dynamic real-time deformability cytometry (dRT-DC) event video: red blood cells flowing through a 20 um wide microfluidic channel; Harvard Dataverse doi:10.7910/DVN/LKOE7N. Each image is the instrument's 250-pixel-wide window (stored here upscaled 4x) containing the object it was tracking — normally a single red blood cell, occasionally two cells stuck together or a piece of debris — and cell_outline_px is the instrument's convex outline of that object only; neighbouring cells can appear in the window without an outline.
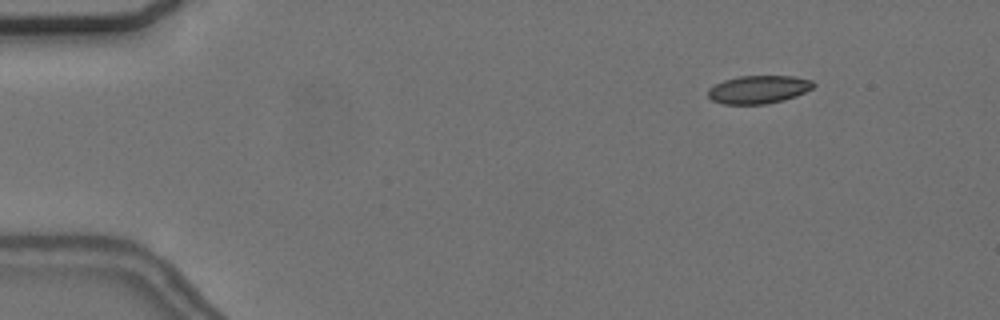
{"species": "common noctule bat (a hibernating species)", "species_latin": "Nyctalus noctula", "temperature_condition": "cold", "stored_images_in_passage": 46, "camera_frame_rate_fps": 3000, "um_per_image_px": 0.085, "animal": {"sex": "female", "body_mass_g": 24.6, "forearm_length_mm": 56.2}, "frame": {"image": 1, "passage_image": 1, "time_ms": 0.0, "image_size_px": [1000, 320], "cell_outline_px": [[816, 84], [812, 88], [796, 96], [784, 100], [768, 104], [724, 104], [712, 100], [708, 96], [708, 88], [724, 80], [740, 76], [792, 76], [812, 80]], "centroid_in_image_um": [64.48, 7.61], "position_along_channel_um": 20.5, "area_um2": 17.22}}
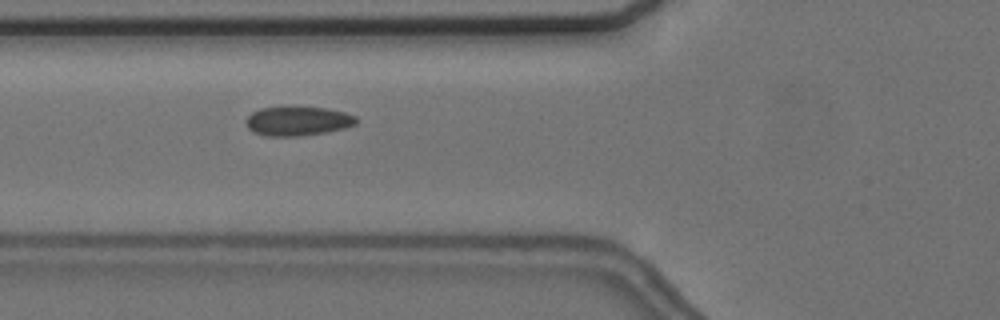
{"frame": {"image": 2, "passage_image": 11, "time_ms": 3.333, "image_size_px": [1000, 320], "cell_outline_px": [[360, 120], [356, 124], [344, 128], [324, 132], [296, 136], [264, 136], [252, 132], [248, 128], [244, 120], [252, 112], [260, 108], [328, 108], [344, 112], [356, 116]], "centroid_in_image_um": [25.3, 10.3], "position_along_channel_um": 100.5, "area_um2": 18.61}}
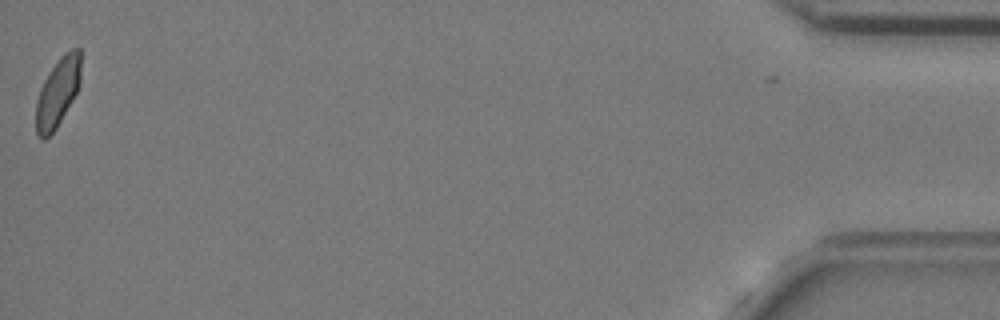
{"frame": {"image": 3, "passage_image": 46, "time_ms": 15.0, "image_size_px": [1000, 320], "cell_outline_px": [[80, 80], [76, 92], [72, 100], [56, 128], [44, 140], [40, 140], [36, 132], [36, 100], [40, 88], [48, 72], [60, 56], [64, 52], [72, 48], [80, 48]], "centroid_in_image_um": [4.88, 7.84], "position_along_channel_um": 430.3, "area_um2": 17.92}, "authors_computed_cell_mechanics": {"area_um2": 18.5249, "velocity_mm_per_s": 3.6558, "shape_relaxation_time_tau1_ms": null, "shape_relaxation_time_tau2_ms": 1.1671, "deformation_change_tau1": null, "deformation_change_tau2": 0.0581}}